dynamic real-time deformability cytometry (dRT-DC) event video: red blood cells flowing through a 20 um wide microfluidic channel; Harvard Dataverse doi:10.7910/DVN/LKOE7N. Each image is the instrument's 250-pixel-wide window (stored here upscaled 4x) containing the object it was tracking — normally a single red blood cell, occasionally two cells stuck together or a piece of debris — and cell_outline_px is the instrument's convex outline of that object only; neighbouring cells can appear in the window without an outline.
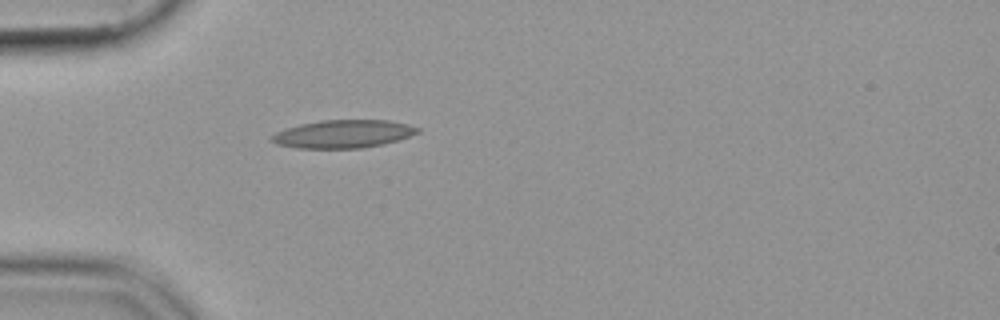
{"species": "common noctule bat (a hibernating species)", "species_latin": "Nyctalus noctula", "temperature_condition": "cold", "stored_images_in_passage": 33, "camera_frame_rate_fps": 3000, "um_per_image_px": 0.085, "animal": {"sex": "female", "body_mass_g": 19.9}, "frame": {"image": 1, "passage_image": 1, "time_ms": 0.0, "image_size_px": [1000, 320], "cell_outline_px": [[420, 132], [384, 144], [360, 148], [296, 148], [276, 144], [268, 140], [276, 132], [284, 128], [300, 124], [320, 120], [388, 120], [408, 124], [420, 128]], "centroid_in_image_um": [29.13, 11.38], "position_along_channel_um": 55.9, "area_um2": 23.87}}
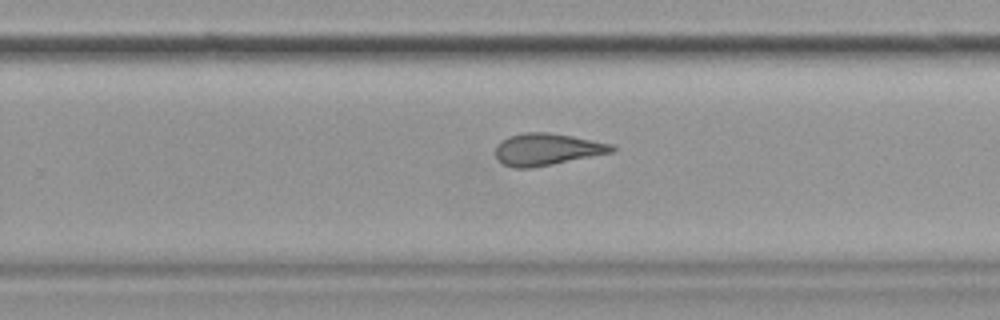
{"frame": {"image": 2, "passage_image": 20, "time_ms": 6.333, "image_size_px": [1000, 320], "cell_outline_px": [[616, 148], [612, 152], [532, 168], [512, 168], [504, 164], [496, 156], [496, 144], [500, 140], [508, 136], [524, 132], [548, 132], [572, 136], [612, 144]], "centroid_in_image_um": [46.45, 12.68], "position_along_channel_um": 283.4, "area_um2": 21.56}}
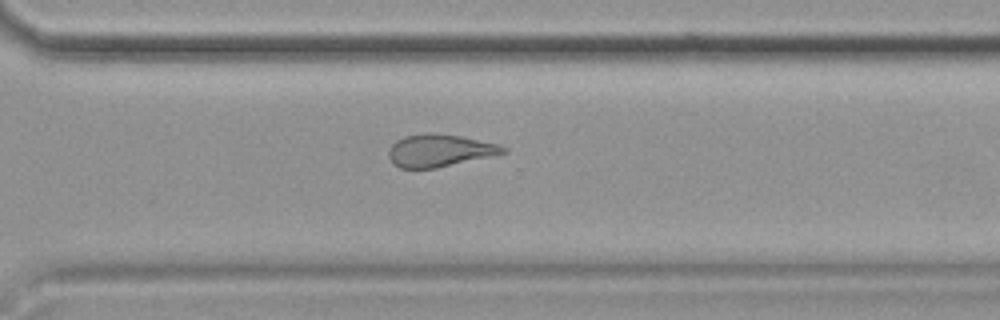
{"frame": {"image": 3, "passage_image": 24, "time_ms": 7.667, "image_size_px": [1000, 320], "cell_outline_px": [[508, 152], [436, 168], [400, 168], [392, 164], [388, 156], [388, 152], [392, 144], [396, 140], [404, 136], [428, 132], [436, 132], [460, 136], [496, 144], [508, 148]], "centroid_in_image_um": [37.32, 12.79], "position_along_channel_um": 333.3, "area_um2": 21.62}}